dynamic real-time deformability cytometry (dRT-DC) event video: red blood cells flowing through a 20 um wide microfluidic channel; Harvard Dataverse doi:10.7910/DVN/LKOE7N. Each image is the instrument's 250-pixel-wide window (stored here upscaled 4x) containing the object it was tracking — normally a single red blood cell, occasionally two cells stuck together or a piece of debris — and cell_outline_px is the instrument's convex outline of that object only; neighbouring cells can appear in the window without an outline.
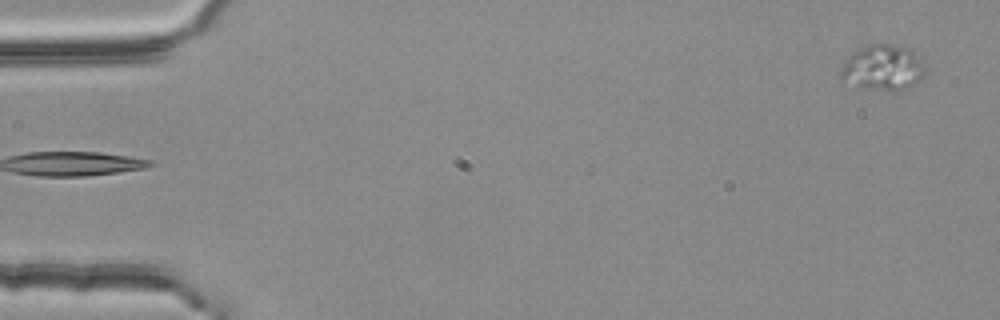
{"species": "common noctule bat (a hibernating species)", "species_latin": "Nyctalus noctula", "temperature_condition": "room temperature", "stored_images_in_passage": 2, "segment_of_instrument_passage": [2, 2], "camera_frame_rate_fps": 3000, "um_per_image_px": 0.085, "animal": {"sex": "female", "body_mass_g": 25.1}, "frame": {"image": 1, "passage_image": 2, "time_ms": 0.333, "image_size_px": [1000, 320], "cell_outline_px": [[924, 76], [920, 84], [892, 92], [864, 88], [840, 80], [840, 72], [844, 60], [848, 56], [860, 48], [868, 44], [892, 44], [912, 48], [924, 60]], "centroid_in_image_um": [75.1, 5.76], "position_along_channel_um": 9.9, "area_um2": 23.18}}